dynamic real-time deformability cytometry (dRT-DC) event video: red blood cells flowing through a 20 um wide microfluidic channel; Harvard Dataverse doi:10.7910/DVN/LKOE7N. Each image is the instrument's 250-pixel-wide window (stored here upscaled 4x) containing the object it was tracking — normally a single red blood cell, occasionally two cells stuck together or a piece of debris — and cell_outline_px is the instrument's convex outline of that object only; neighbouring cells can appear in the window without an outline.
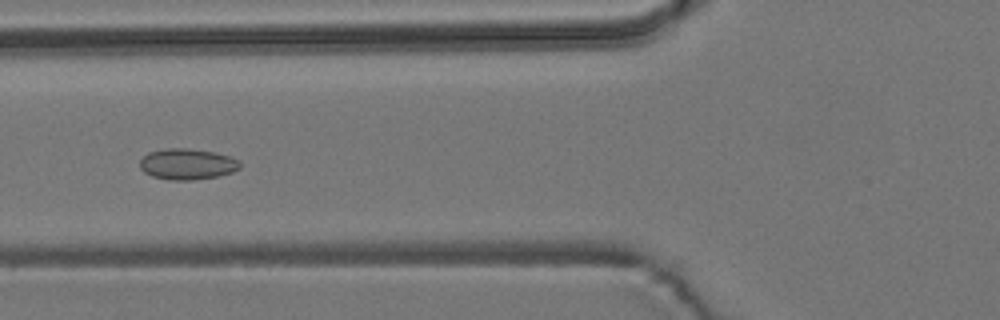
{"species": "common noctule bat (a hibernating species)", "species_latin": "Nyctalus noctula", "temperature_condition": "room temperature", "stored_images_in_passage": 8, "camera_frame_rate_fps": 3000, "um_per_image_px": 0.085, "animal": {"sex": "male", "body_mass_g": 19.2, "forearm_length_mm": 51.8}, "frame": {"image": 1, "passage_image": 7, "time_ms": 2.0, "image_size_px": [1000, 320], "cell_outline_px": [[240, 168], [232, 172], [216, 176], [192, 180], [168, 180], [152, 176], [144, 172], [140, 168], [140, 160], [148, 152], [164, 148], [188, 148], [216, 152], [240, 160]], "centroid_in_image_um": [15.9, 13.94], "position_along_channel_um": 109.9, "area_um2": 18.15}}
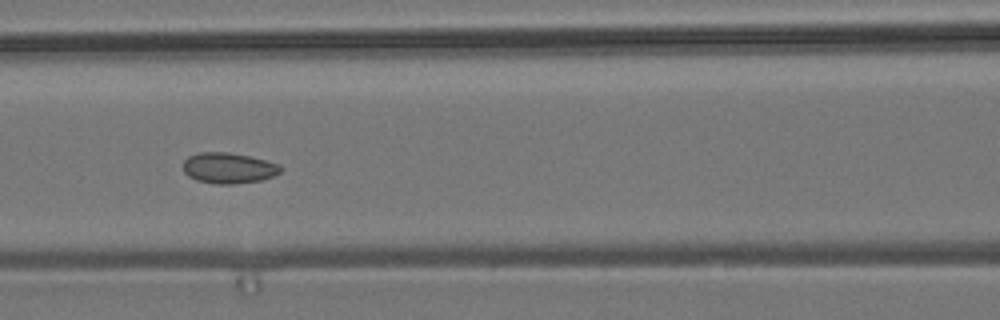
{"frame": {"image": 2, "passage_image": 8, "time_ms": 2.333, "image_size_px": [1000, 320], "cell_outline_px": [[284, 168], [280, 172], [272, 176], [260, 180], [236, 184], [216, 184], [196, 180], [188, 176], [184, 172], [184, 160], [188, 156], [200, 152], [228, 152], [248, 156], [280, 164]], "centroid_in_image_um": [19.42, 14.28], "position_along_channel_um": 147.2, "area_um2": 17.46}}